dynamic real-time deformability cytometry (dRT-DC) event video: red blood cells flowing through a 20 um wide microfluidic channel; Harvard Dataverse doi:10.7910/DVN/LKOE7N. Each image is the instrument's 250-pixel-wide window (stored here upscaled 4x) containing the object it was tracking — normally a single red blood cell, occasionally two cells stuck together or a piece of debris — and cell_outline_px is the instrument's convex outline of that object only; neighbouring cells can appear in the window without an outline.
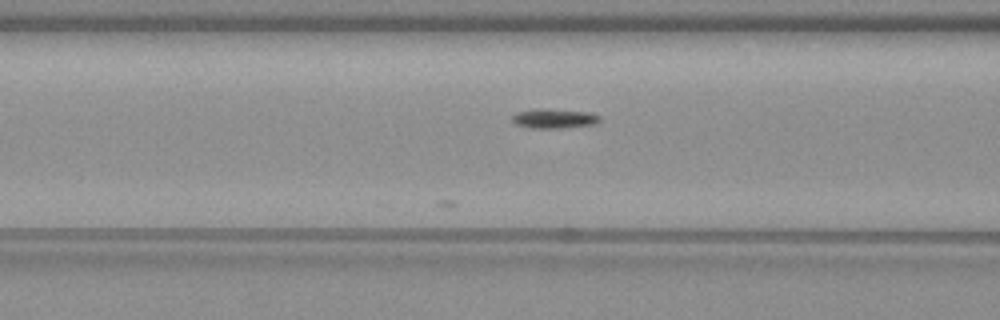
{"species": "common noctule bat (a hibernating species)", "species_latin": "Nyctalus noctula", "temperature_condition": "warm", "stored_images_in_passage": 18, "camera_frame_rate_fps": 3000, "um_per_image_px": 0.085, "animal": {"sex": "female", "body_mass_g": 19.3, "forearm_length_mm": 54.1}, "frame": {"image": 1, "passage_image": 7, "time_ms": 2.0, "image_size_px": [1000, 320], "cell_outline_px": [[600, 124], [560, 128], [532, 128], [516, 124], [512, 120], [512, 116], [516, 112], [536, 108], [548, 108], [588, 112], [600, 116]], "centroid_in_image_um": [47.12, 10.06], "position_along_channel_um": 119.5, "area_um2": 10.17}}